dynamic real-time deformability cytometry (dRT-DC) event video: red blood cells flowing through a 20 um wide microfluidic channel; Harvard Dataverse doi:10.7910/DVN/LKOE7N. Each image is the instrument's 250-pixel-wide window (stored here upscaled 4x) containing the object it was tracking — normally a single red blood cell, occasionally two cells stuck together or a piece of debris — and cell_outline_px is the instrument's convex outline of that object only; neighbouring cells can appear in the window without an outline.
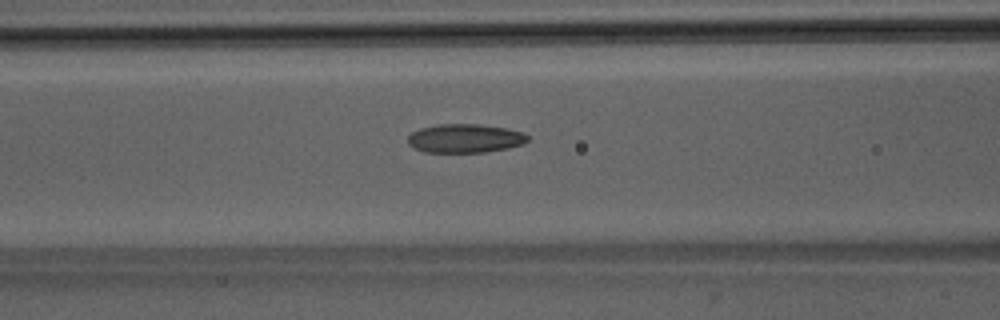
{"species": "Egyptian fruit bat (a non-hibernating species)", "species_latin": "Rousettus aegyptiacus", "temperature_condition": "room temperature", "stored_images_in_passage": 48, "camera_frame_rate_fps": 3000, "um_per_image_px": 0.085, "animal": {"sex": "male"}, "frame": {"image": 1, "passage_image": 22, "time_ms": 7.0, "image_size_px": [1000, 320], "cell_outline_px": [[528, 140], [524, 144], [508, 148], [484, 152], [424, 152], [408, 144], [408, 136], [412, 132], [420, 128], [440, 124], [480, 124], [508, 128], [524, 132], [528, 136]], "centroid_in_image_um": [39.56, 11.75], "position_along_channel_um": 127.0, "area_um2": 20.17}}
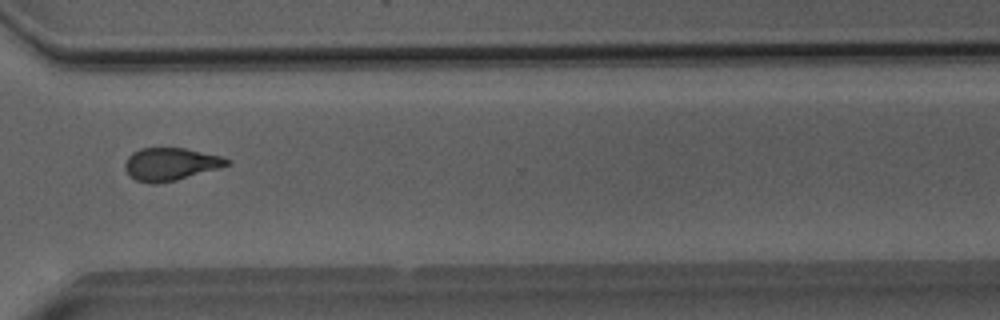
{"frame": {"image": 2, "passage_image": 39, "time_ms": 12.667, "image_size_px": [1000, 320], "cell_outline_px": [[232, 164], [220, 168], [176, 180], [152, 184], [136, 180], [124, 168], [124, 164], [128, 156], [132, 152], [140, 148], [184, 148], [220, 156], [232, 160]], "centroid_in_image_um": [14.52, 13.94], "position_along_channel_um": 356.1, "area_um2": 19.36}}
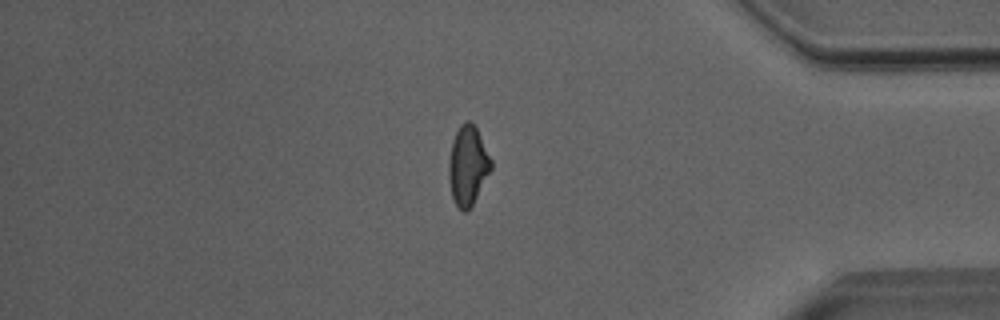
{"frame": {"image": 3, "passage_image": 44, "time_ms": 14.333, "image_size_px": [1000, 320], "cell_outline_px": [[492, 168], [472, 204], [464, 212], [456, 208], [452, 196], [448, 176], [448, 160], [452, 140], [460, 124], [464, 120], [468, 120], [476, 128], [492, 160]], "centroid_in_image_um": [39.74, 14.06], "position_along_channel_um": 395.5, "area_um2": 19.48}}